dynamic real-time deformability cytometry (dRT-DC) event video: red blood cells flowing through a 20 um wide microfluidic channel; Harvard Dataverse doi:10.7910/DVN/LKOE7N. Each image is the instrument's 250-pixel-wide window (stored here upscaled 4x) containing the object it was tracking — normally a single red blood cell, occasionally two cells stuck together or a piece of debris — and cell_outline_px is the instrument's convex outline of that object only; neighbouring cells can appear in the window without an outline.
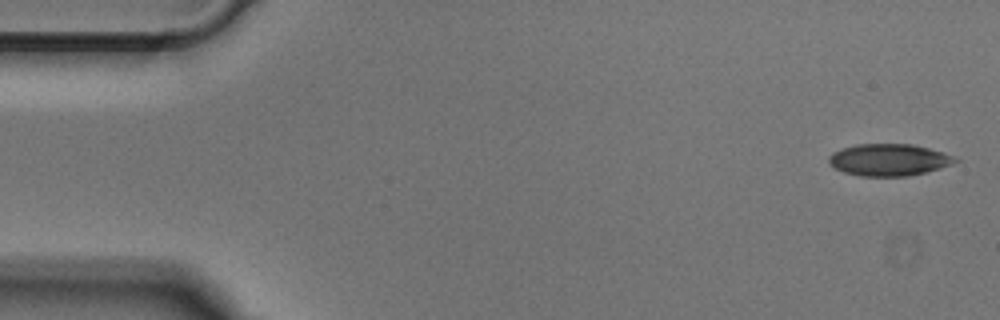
{"species": "Egyptian fruit bat (a non-hibernating species)", "species_latin": "Rousettus aegyptiacus", "temperature_condition": "cold", "stored_images_in_passage": 7, "camera_frame_rate_fps": 3000, "um_per_image_px": 0.085, "animal": {"sex": "male"}, "frame": {"image": 1, "passage_image": 1, "time_ms": 0.0, "image_size_px": [1000, 320], "cell_outline_px": [[960, 160], [952, 164], [940, 168], [908, 176], [860, 176], [844, 172], [832, 168], [828, 164], [828, 156], [844, 148], [856, 144], [912, 144], [944, 152]], "centroid_in_image_um": [75.54, 13.59], "position_along_channel_um": 9.5, "area_um2": 23.47}}